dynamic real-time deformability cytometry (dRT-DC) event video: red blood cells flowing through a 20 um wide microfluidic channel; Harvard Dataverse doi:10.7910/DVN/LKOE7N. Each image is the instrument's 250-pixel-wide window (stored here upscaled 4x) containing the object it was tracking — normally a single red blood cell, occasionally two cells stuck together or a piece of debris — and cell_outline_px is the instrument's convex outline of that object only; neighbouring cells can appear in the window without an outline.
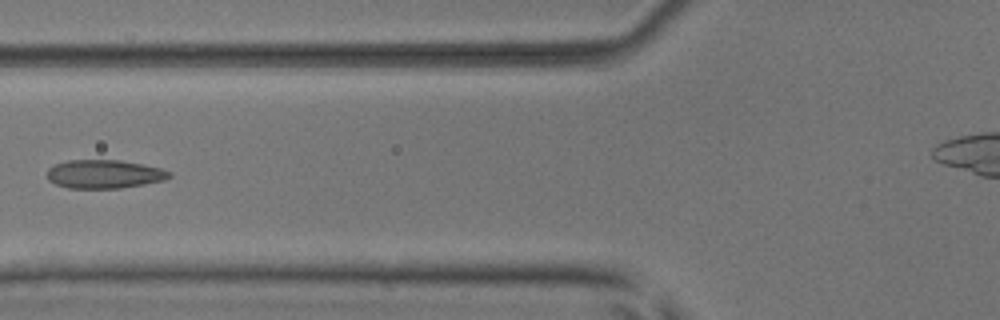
{"species": "common noctule bat (a hibernating species)", "species_latin": "Nyctalus noctula", "temperature_condition": "room temperature", "stored_images_in_passage": 6, "camera_frame_rate_fps": 3000, "um_per_image_px": 0.085, "animal": {"sex": "male", "body_mass_g": 17.9, "forearm_length_mm": 54.2}, "frame": {"image": 1, "passage_image": 6, "time_ms": 6.333, "image_size_px": [1000, 320], "cell_outline_px": [[172, 176], [164, 180], [144, 184], [120, 188], [68, 188], [56, 184], [48, 180], [48, 168], [56, 164], [68, 160], [120, 160], [144, 164], [160, 168], [172, 172]], "centroid_in_image_um": [8.88, 14.79], "position_along_channel_um": 116.9, "area_um2": 20.35}}